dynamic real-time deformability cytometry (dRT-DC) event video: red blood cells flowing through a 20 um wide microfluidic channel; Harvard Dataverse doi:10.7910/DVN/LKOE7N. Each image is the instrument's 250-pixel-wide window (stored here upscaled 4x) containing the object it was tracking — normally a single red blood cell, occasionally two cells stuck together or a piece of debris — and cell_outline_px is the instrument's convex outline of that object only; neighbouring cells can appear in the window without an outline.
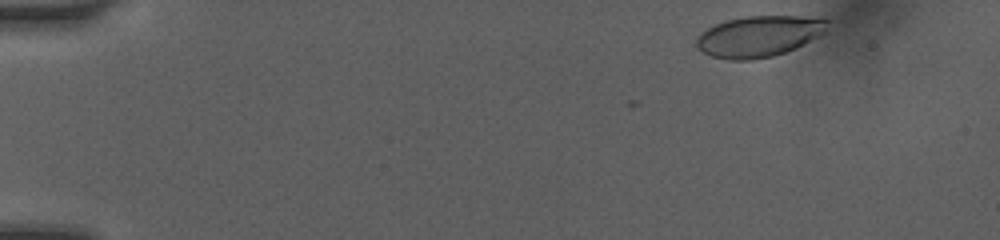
{"species": "human", "species_latin": "Homo sapiens", "temperature_condition": "room temperature", "stored_images_in_passage": 8, "camera_frame_rate_fps": 3000, "um_per_image_px": 0.085, "donor": {"sex": "female"}, "frame": {"image": 1, "passage_image": 1, "time_ms": 0.0, "image_size_px": [1000, 240], "cell_outline_px": [[828, 20], [824, 32], [796, 48], [772, 56], [752, 60], [728, 60], [712, 56], [704, 52], [696, 44], [696, 36], [700, 32], [716, 24], [728, 20], [744, 16], [800, 16]], "centroid_in_image_um": [64.46, 3.09], "position_along_channel_um": 20.5, "area_um2": 30.92}}
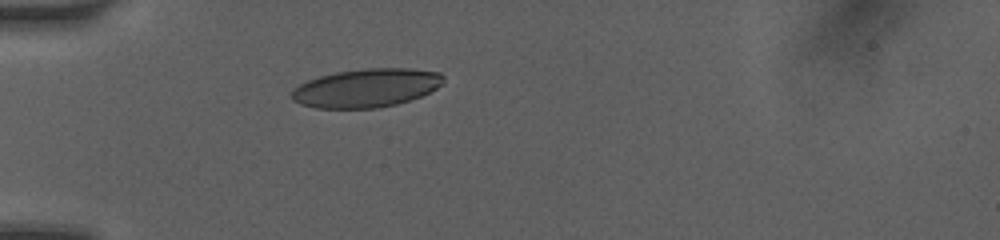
{"frame": {"image": 2, "passage_image": 6, "time_ms": 3.333, "image_size_px": [1000, 240], "cell_outline_px": [[444, 80], [436, 88], [420, 96], [396, 104], [376, 108], [316, 108], [300, 104], [292, 100], [292, 92], [300, 84], [308, 80], [320, 76], [336, 72], [364, 68], [412, 68], [440, 72], [444, 76]], "centroid_in_image_um": [31.14, 7.47], "position_along_channel_um": 53.9, "area_um2": 33.93}}
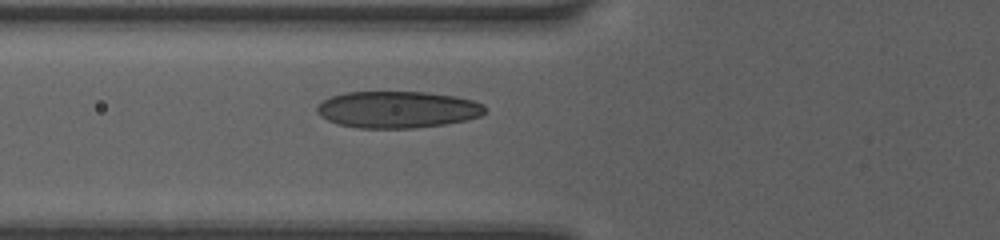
{"frame": {"image": 3, "passage_image": 8, "time_ms": 4.667, "image_size_px": [1000, 240], "cell_outline_px": [[488, 108], [480, 116], [468, 120], [444, 124], [412, 128], [356, 128], [336, 124], [320, 116], [316, 112], [316, 108], [324, 100], [332, 96], [344, 92], [428, 92], [456, 96], [472, 100], [484, 104]], "centroid_in_image_um": [33.8, 9.31], "position_along_channel_um": 92.0, "area_um2": 36.24}}